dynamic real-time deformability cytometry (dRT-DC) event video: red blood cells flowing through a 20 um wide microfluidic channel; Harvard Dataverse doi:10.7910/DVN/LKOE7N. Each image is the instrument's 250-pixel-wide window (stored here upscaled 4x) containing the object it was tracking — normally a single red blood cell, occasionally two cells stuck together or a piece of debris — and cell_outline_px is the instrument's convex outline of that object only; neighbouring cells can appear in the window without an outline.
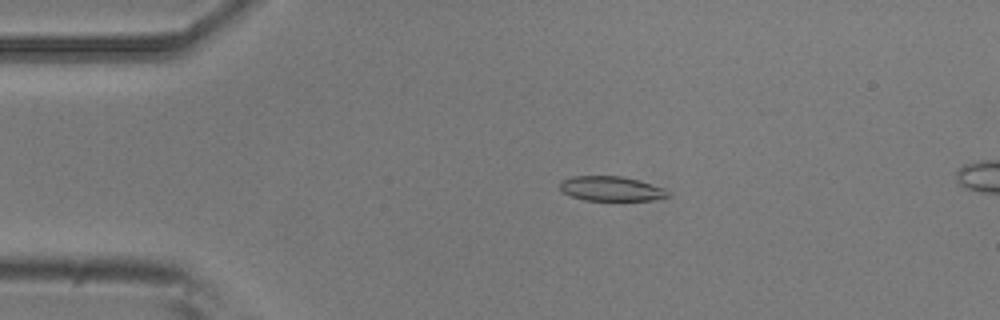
{"species": "common noctule bat (a hibernating species)", "species_latin": "Nyctalus noctula", "temperature_condition": "room temperature", "stored_images_in_passage": 4, "camera_frame_rate_fps": 3000, "um_per_image_px": 0.085, "animal": {"sex": "male", "body_mass_g": 20.5, "forearm_length_mm": 52.5}, "frame": {"image": 1, "passage_image": 2, "time_ms": 0.333, "image_size_px": [1000, 320], "cell_outline_px": [[668, 196], [652, 200], [584, 200], [572, 196], [564, 192], [560, 188], [560, 180], [572, 176], [624, 176], [640, 180], [664, 188], [668, 192]], "centroid_in_image_um": [51.94, 16.02], "position_along_channel_um": 33.1, "area_um2": 15.49}}